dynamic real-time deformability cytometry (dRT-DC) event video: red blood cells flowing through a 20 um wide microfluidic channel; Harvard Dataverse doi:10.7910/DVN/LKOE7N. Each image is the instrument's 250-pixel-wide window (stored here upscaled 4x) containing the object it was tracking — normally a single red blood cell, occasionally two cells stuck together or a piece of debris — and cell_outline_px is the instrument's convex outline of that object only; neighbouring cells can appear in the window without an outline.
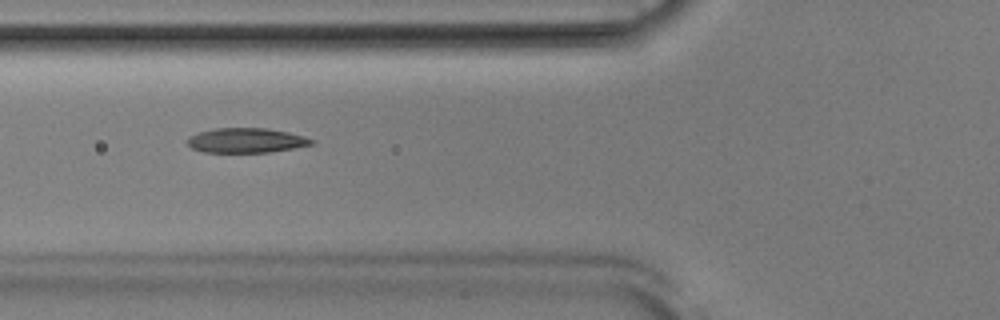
{"species": "Egyptian fruit bat (a non-hibernating species)", "species_latin": "Rousettus aegyptiacus", "temperature_condition": "room temperature", "stored_images_in_passage": 21, "camera_frame_rate_fps": 3000, "um_per_image_px": 0.085, "animal": {"sex": "male"}, "frame": {"image": 1, "passage_image": 5, "time_ms": 1.333, "image_size_px": [1000, 320], "cell_outline_px": [[316, 140], [312, 144], [292, 148], [268, 152], [204, 152], [192, 148], [184, 140], [188, 136], [196, 132], [216, 128], [268, 128], [288, 132], [304, 136]], "centroid_in_image_um": [20.87, 11.92], "position_along_channel_um": 104.9, "area_um2": 17.98}}
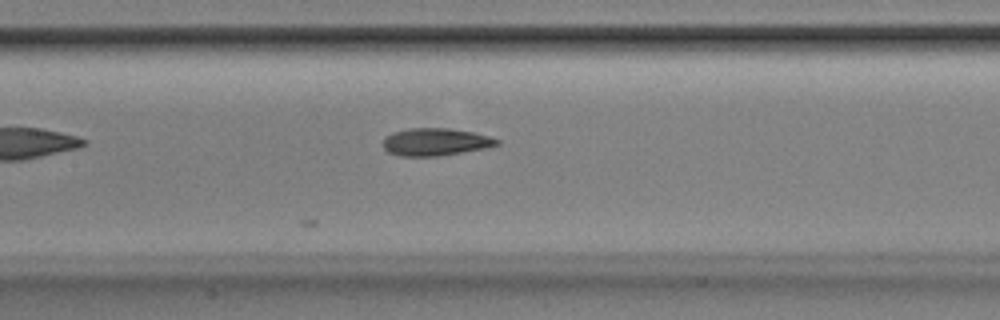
{"frame": {"image": 2, "passage_image": 10, "time_ms": 3.0, "image_size_px": [1000, 320], "cell_outline_px": [[500, 144], [484, 148], [436, 156], [400, 156], [388, 152], [384, 148], [384, 136], [392, 132], [408, 128], [448, 128], [472, 132], [488, 136], [500, 140]], "centroid_in_image_um": [36.97, 12.05], "position_along_channel_um": 170.4, "area_um2": 18.09}}
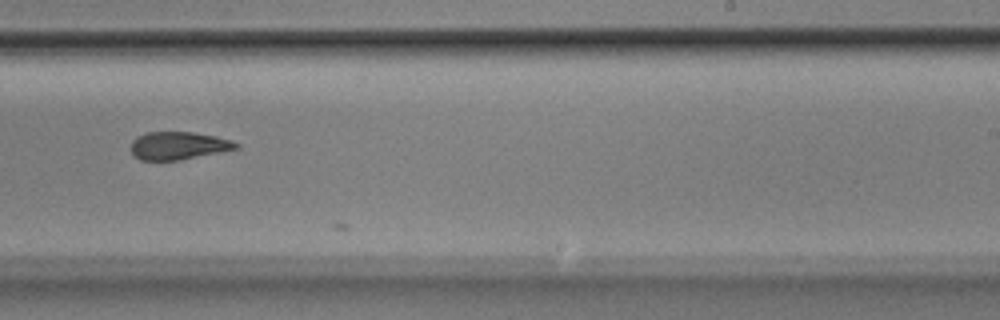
{"frame": {"image": 3, "passage_image": 18, "time_ms": 5.667, "image_size_px": [1000, 320], "cell_outline_px": [[240, 148], [180, 160], [140, 160], [132, 156], [132, 140], [136, 136], [148, 132], [192, 132], [216, 136], [232, 140], [240, 144]], "centroid_in_image_um": [15.17, 12.38], "position_along_channel_um": 273.8, "area_um2": 17.17}}